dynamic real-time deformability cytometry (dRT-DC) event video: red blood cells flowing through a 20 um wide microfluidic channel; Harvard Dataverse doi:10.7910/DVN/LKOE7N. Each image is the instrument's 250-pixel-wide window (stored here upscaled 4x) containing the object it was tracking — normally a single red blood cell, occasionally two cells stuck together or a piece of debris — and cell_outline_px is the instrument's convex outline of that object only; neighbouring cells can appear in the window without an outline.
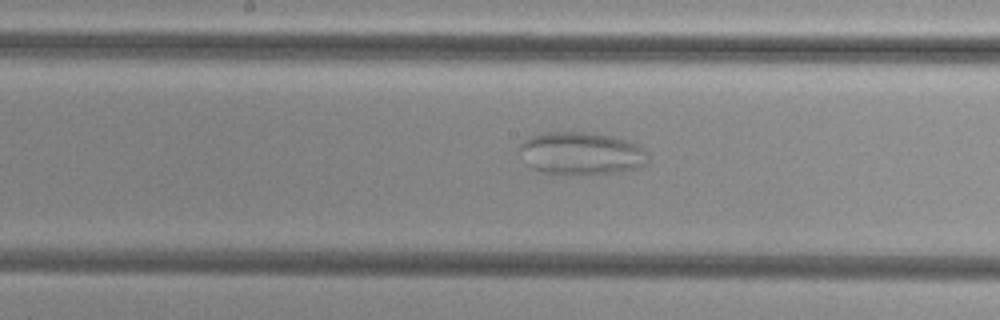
{"species": "common noctule bat (a hibernating species)", "species_latin": "Nyctalus noctula", "temperature_condition": "cold", "stored_images_in_passage": 48, "camera_frame_rate_fps": 3000, "um_per_image_px": 0.085, "animal": {"sex": "female", "body_mass_g": 29.2, "forearm_length_mm": 56.3}, "frame": {"image": 1, "passage_image": 22, "time_ms": 7.0, "image_size_px": [1000, 320], "cell_outline_px": [[648, 164], [640, 168], [616, 172], [580, 176], [540, 172], [532, 168], [528, 164], [520, 148], [520, 144], [524, 140], [532, 136], [544, 132], [584, 132], [612, 136], [628, 140], [640, 144], [648, 152]], "centroid_in_image_um": [49.49, 13.06], "position_along_channel_um": 198.7, "area_um2": 32.48}}
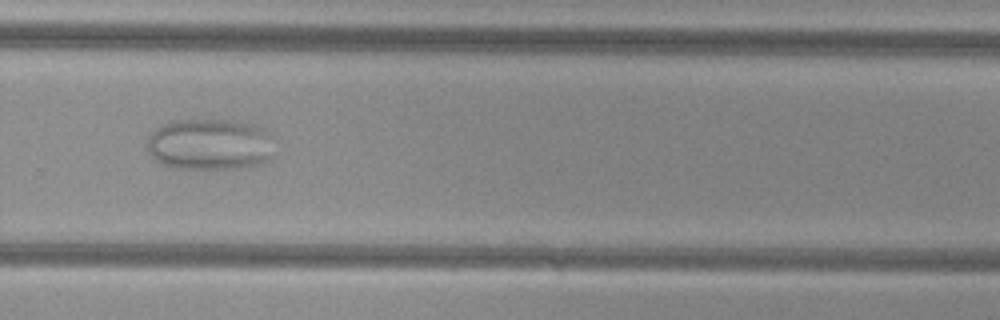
{"frame": {"image": 2, "passage_image": 31, "time_ms": 10.0, "image_size_px": [1000, 320], "cell_outline_px": [[272, 156], [264, 164], [248, 168], [176, 168], [164, 164], [156, 160], [152, 156], [148, 148], [148, 136], [160, 124], [172, 120], [236, 120], [252, 124], [268, 132]], "centroid_in_image_um": [17.83, 12.27], "position_along_channel_um": 312.0, "area_um2": 38.15}}
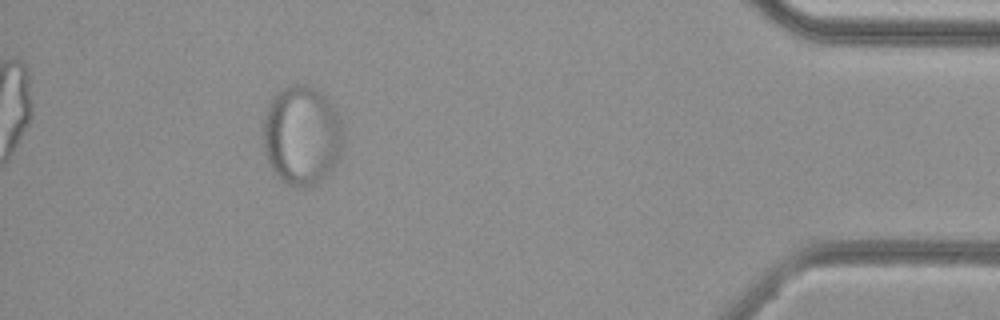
{"frame": {"image": 3, "passage_image": 43, "time_ms": 14.0, "image_size_px": [1000, 320], "cell_outline_px": [[344, 136], [340, 156], [332, 168], [316, 184], [304, 188], [296, 188], [284, 184], [272, 172], [264, 152], [260, 136], [264, 116], [268, 104], [272, 96], [276, 92], [292, 84], [308, 84], [324, 92], [328, 96], [336, 108], [344, 128]], "centroid_in_image_um": [25.63, 11.49], "position_along_channel_um": 409.6, "area_um2": 48.09}}